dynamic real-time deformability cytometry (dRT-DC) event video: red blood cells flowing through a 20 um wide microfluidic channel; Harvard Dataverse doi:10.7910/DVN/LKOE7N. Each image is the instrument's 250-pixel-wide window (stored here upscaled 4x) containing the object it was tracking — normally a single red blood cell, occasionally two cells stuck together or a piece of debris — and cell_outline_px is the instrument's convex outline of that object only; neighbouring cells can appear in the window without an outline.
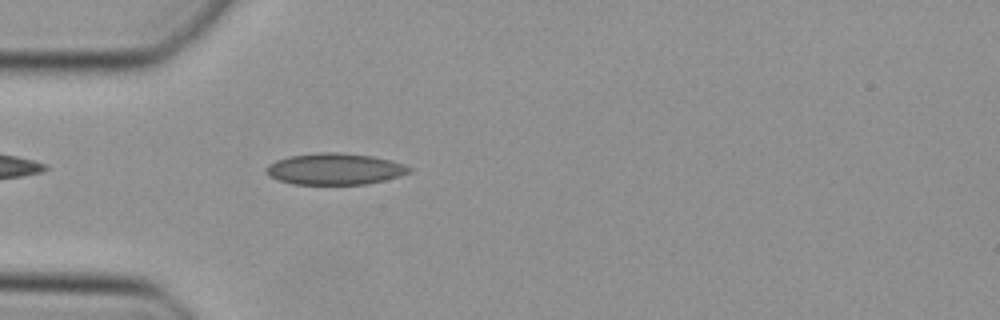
{"species": "Egyptian fruit bat (a non-hibernating species)", "species_latin": "Rousettus aegyptiacus", "temperature_condition": "cold", "stored_images_in_passage": 11, "camera_frame_rate_fps": 3000, "um_per_image_px": 0.085, "animal": {"sex": "female"}, "frame": {"image": 1, "passage_image": 4, "time_ms": 1.0, "image_size_px": [1000, 320], "cell_outline_px": [[412, 172], [400, 176], [384, 180], [364, 184], [292, 184], [280, 180], [272, 176], [264, 168], [268, 164], [276, 160], [292, 156], [320, 152], [336, 152], [372, 156], [404, 164], [412, 168]], "centroid_in_image_um": [28.49, 14.36], "position_along_channel_um": 56.5, "area_um2": 25.89}}
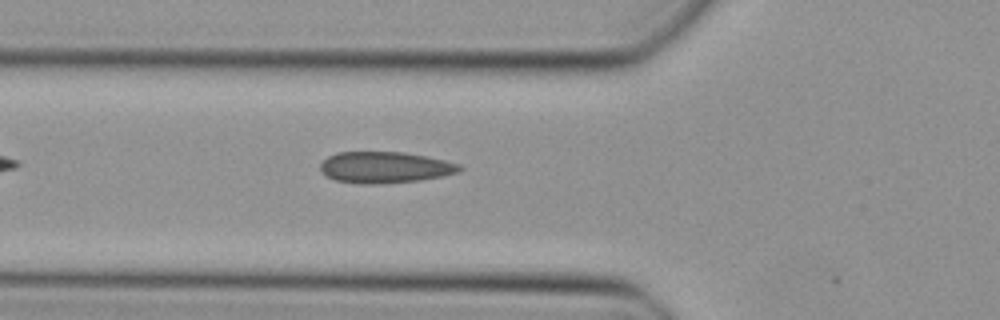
{"frame": {"image": 2, "passage_image": 7, "time_ms": 2.0, "image_size_px": [1000, 320], "cell_outline_px": [[464, 168], [460, 172], [420, 180], [380, 184], [360, 184], [336, 180], [320, 172], [320, 164], [328, 156], [336, 152], [404, 152], [444, 160], [460, 164]], "centroid_in_image_um": [32.71, 14.23], "position_along_channel_um": 93.1, "area_um2": 25.43}}
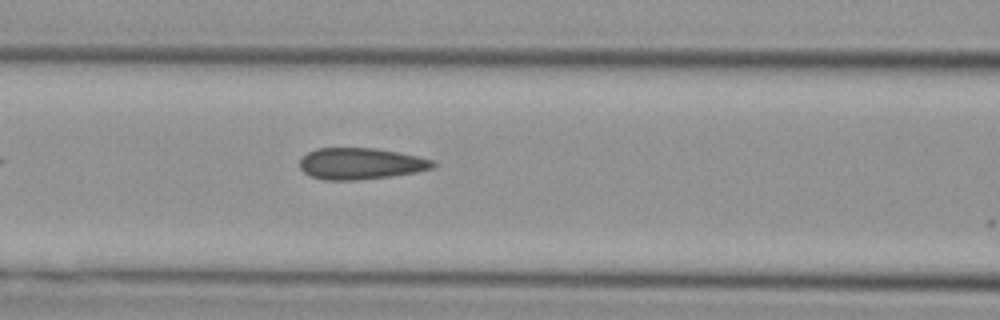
{"frame": {"image": 3, "passage_image": 10, "time_ms": 3.0, "image_size_px": [1000, 320], "cell_outline_px": [[436, 164], [432, 168], [416, 172], [392, 176], [356, 180], [324, 180], [312, 176], [304, 172], [300, 168], [300, 160], [308, 152], [316, 148], [376, 148], [400, 152], [432, 160]], "centroid_in_image_um": [30.65, 13.9], "position_along_channel_um": 135.9, "area_um2": 24.33}}